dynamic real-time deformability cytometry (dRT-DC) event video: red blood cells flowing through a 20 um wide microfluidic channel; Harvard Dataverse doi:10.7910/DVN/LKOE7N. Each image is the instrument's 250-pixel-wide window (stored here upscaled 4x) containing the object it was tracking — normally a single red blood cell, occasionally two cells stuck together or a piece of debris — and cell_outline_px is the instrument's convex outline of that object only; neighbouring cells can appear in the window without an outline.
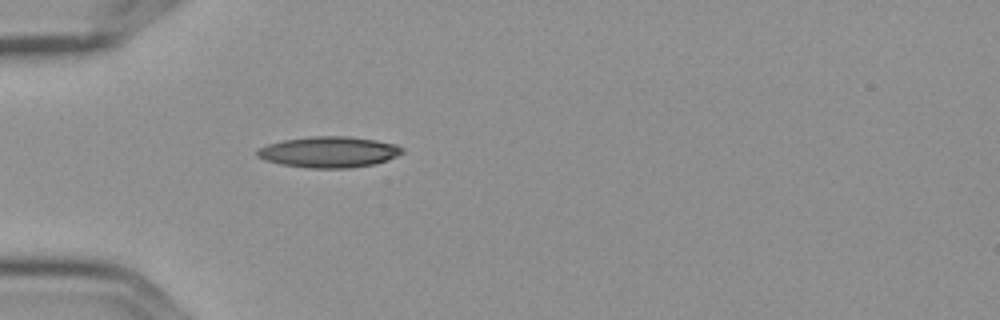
{"species": "Egyptian fruit bat (a non-hibernating species)", "species_latin": "Rousettus aegyptiacus", "temperature_condition": "cold", "stored_images_in_passage": 1, "camera_frame_rate_fps": 3000, "um_per_image_px": 0.085, "frame": {"image": 1, "passage_image": 1, "time_ms": 0.0, "image_size_px": [1000, 320], "cell_outline_px": [[404, 152], [388, 160], [376, 164], [352, 168], [308, 168], [280, 164], [264, 160], [256, 156], [256, 152], [260, 148], [268, 144], [284, 140], [312, 136], [348, 136], [376, 140], [396, 144], [404, 148]], "centroid_in_image_um": [27.99, 12.93], "position_along_channel_um": 57.0, "area_um2": 26.36}}